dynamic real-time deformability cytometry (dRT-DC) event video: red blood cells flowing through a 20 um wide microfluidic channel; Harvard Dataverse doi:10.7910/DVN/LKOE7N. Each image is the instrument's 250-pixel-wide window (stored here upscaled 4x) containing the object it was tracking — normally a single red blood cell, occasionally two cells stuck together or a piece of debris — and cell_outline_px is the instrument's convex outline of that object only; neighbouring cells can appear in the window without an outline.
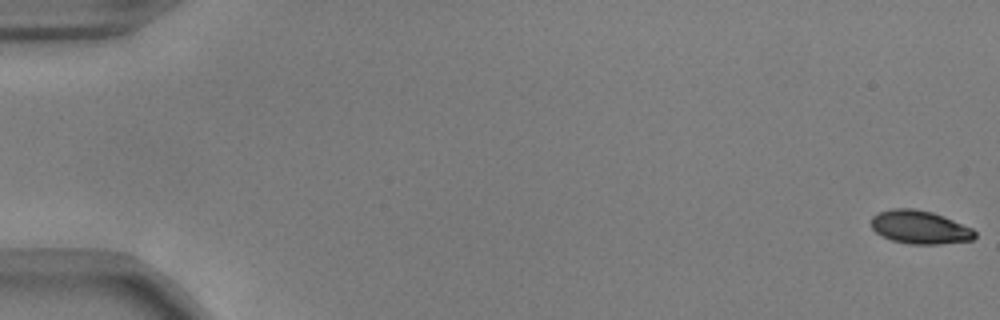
{"species": "common noctule bat (a hibernating species)", "species_latin": "Nyctalus noctula", "temperature_condition": "warm", "stored_images_in_passage": 55, "camera_frame_rate_fps": 3000, "um_per_image_px": 0.085, "animal": {"sex": "male", "body_mass_g": 17.9, "forearm_length_mm": 54.2}, "frame": {"image": 1, "passage_image": 1, "time_ms": 0.0, "image_size_px": [1000, 320], "cell_outline_px": [[976, 236], [972, 240], [940, 244], [912, 244], [892, 240], [876, 232], [872, 228], [872, 216], [876, 212], [892, 208], [916, 208], [932, 212], [944, 216], [972, 228], [976, 232]], "centroid_in_image_um": [78.19, 19.3], "position_along_channel_um": 6.8, "area_um2": 20.17}}
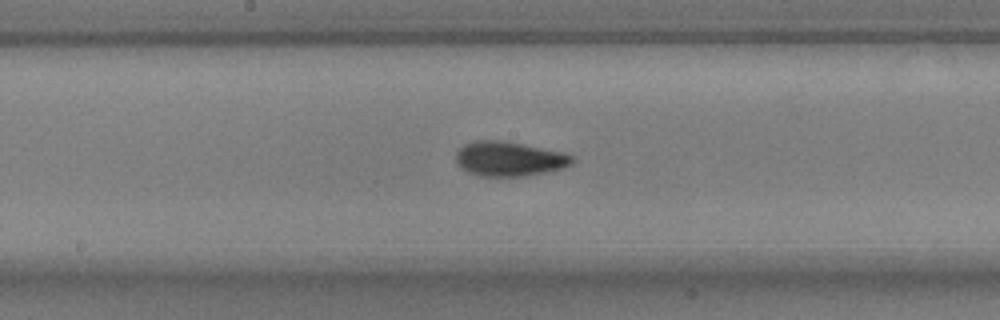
{"frame": {"image": 2, "passage_image": 30, "time_ms": 9.667, "image_size_px": [1000, 320], "cell_outline_px": [[576, 160], [572, 164], [560, 168], [528, 176], [480, 176], [468, 172], [460, 168], [456, 160], [456, 152], [464, 144], [472, 140], [504, 140], [564, 152], [576, 156]], "centroid_in_image_um": [43.29, 13.49], "position_along_channel_um": 204.9, "area_um2": 23.76}}
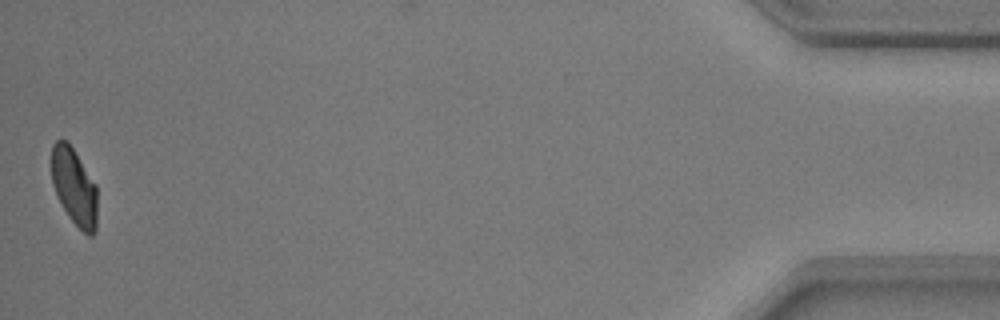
{"frame": {"image": 3, "passage_image": 55, "time_ms": 18.0, "image_size_px": [1000, 320], "cell_outline_px": [[96, 232], [92, 236], [88, 236], [68, 216], [52, 184], [52, 144], [56, 140], [68, 140], [96, 184]], "centroid_in_image_um": [6.31, 15.85], "position_along_channel_um": 428.9, "area_um2": 20.35}, "authors_computed_cell_mechanics": {"area_um2": 22.1374, "velocity_mm_per_s": 3.7241, "shape_relaxation_time_tau1_ms": 2.5541, "shape_relaxation_time_tau2_ms": 1.852, "deformation_change_tau1": 0.1305, "deformation_change_tau2": 0.0467}}